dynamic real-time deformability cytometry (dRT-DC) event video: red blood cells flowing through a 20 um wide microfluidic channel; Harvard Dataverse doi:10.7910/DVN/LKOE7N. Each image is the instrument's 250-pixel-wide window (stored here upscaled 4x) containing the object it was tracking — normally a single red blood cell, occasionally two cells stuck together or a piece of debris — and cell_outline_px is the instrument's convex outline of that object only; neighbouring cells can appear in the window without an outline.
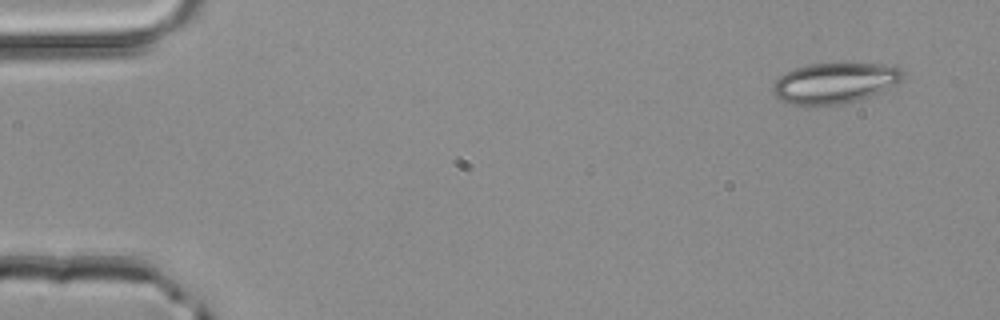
{"species": "common noctule bat (a hibernating species)", "species_latin": "Nyctalus noctula", "temperature_condition": "room temperature", "stored_images_in_passage": 3, "camera_frame_rate_fps": 3000, "um_per_image_px": 0.085, "animal": {"sex": "male", "body_mass_g": 20.4}, "frame": {"image": 1, "passage_image": 1, "time_ms": 0.0, "image_size_px": [1000, 320], "cell_outline_px": [[904, 76], [896, 84], [880, 92], [856, 100], [840, 104], [816, 108], [792, 104], [780, 100], [772, 92], [772, 84], [780, 76], [796, 68], [808, 64], [836, 60], [884, 64], [900, 68], [904, 72]], "centroid_in_image_um": [70.93, 7.03], "position_along_channel_um": 14.1, "area_um2": 32.02}}